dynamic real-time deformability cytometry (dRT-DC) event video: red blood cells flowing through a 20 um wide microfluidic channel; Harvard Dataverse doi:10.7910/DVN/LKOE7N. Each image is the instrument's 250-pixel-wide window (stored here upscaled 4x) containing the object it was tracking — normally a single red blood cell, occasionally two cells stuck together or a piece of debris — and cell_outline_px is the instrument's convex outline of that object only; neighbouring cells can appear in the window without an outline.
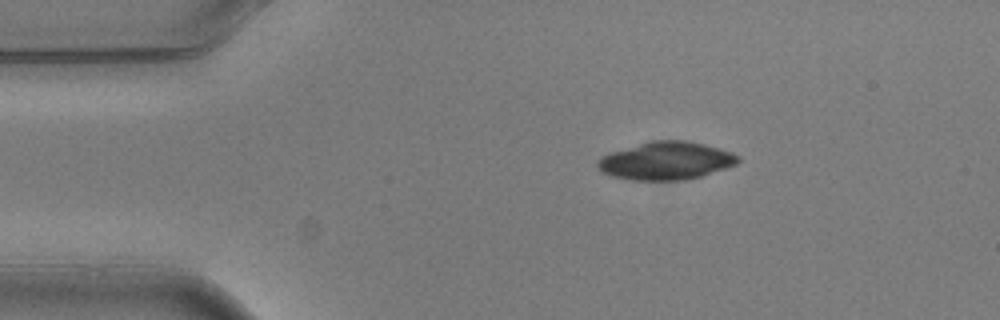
{"species": "common noctule bat (a hibernating species)", "species_latin": "Nyctalus noctula", "temperature_condition": "warm", "stored_images_in_passage": 5, "camera_frame_rate_fps": 3000, "um_per_image_px": 0.085, "animal": {"sex": "male", "body_mass_g": 20.5, "forearm_length_mm": 52.5}, "frame": {"image": 1, "passage_image": 1, "time_ms": 0.0, "image_size_px": [1000, 320], "cell_outline_px": [[740, 160], [736, 164], [688, 180], [632, 180], [612, 176], [600, 172], [596, 168], [596, 160], [600, 156], [608, 152], [652, 140], [684, 140], [704, 144], [732, 152], [740, 156]], "centroid_in_image_um": [56.54, 13.66], "position_along_channel_um": 28.5, "area_um2": 31.27}}